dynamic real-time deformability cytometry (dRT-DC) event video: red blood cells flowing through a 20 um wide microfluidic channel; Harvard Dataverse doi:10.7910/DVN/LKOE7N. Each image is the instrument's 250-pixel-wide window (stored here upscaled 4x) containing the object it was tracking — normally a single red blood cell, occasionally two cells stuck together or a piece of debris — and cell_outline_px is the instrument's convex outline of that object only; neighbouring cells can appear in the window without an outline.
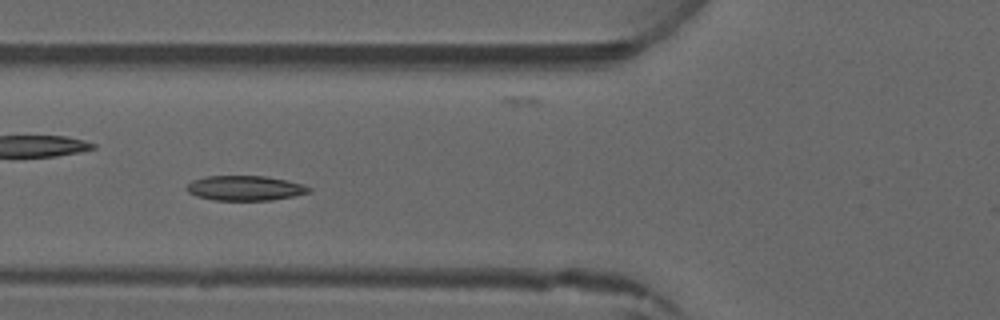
{"species": "common noctule bat (a hibernating species)", "species_latin": "Nyctalus noctula", "temperature_condition": "warm", "stored_images_in_passage": 5, "camera_frame_rate_fps": 3000, "um_per_image_px": 0.085, "animal": {"sex": "male", "forearm_length_mm": 52.5}, "frame": {"image": 1, "passage_image": 4, "time_ms": 3.333, "image_size_px": [1000, 320], "cell_outline_px": [[312, 192], [272, 200], [212, 200], [196, 196], [188, 192], [184, 188], [192, 180], [204, 176], [264, 176], [284, 180], [300, 184], [312, 188]], "centroid_in_image_um": [20.78, 15.99], "position_along_channel_um": 105.0, "area_um2": 17.69}}